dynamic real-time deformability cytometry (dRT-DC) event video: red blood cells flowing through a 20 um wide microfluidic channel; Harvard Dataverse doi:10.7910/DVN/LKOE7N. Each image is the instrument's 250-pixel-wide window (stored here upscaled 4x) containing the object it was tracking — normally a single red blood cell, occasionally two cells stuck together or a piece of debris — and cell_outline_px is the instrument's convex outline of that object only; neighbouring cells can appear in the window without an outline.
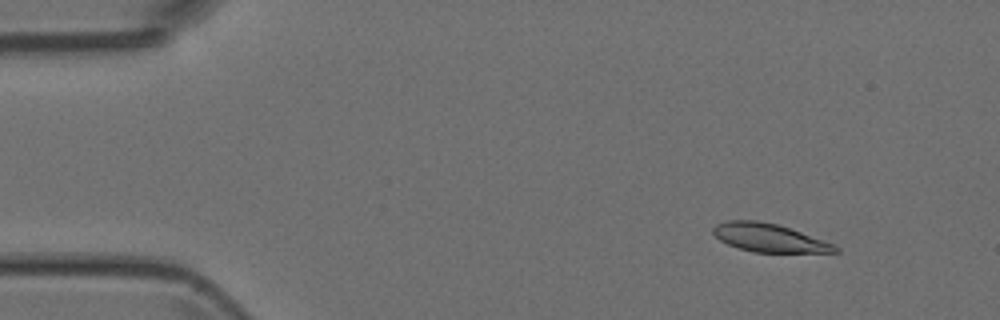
{"species": "Egyptian fruit bat (a non-hibernating species)", "species_latin": "Rousettus aegyptiacus", "temperature_condition": "room temperature", "stored_images_in_passage": 46, "camera_frame_rate_fps": 3000, "um_per_image_px": 0.085, "animal": {"sex": "female"}, "frame": {"image": 1, "passage_image": 1, "time_ms": 0.0, "image_size_px": [1000, 320], "cell_outline_px": [[840, 252], [752, 252], [736, 248], [720, 240], [712, 232], [712, 228], [716, 224], [724, 220], [756, 220], [776, 224], [836, 244], [840, 248]], "centroid_in_image_um": [65.35, 20.21], "position_along_channel_um": 19.6, "area_um2": 20.11}}
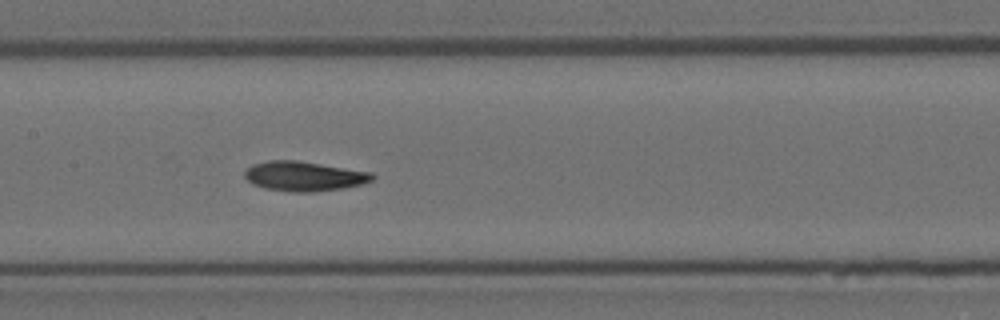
{"frame": {"image": 2, "passage_image": 20, "time_ms": 6.333, "image_size_px": [1000, 320], "cell_outline_px": [[376, 176], [372, 180], [364, 184], [344, 188], [312, 192], [292, 192], [264, 188], [252, 184], [244, 176], [244, 172], [252, 164], [268, 160], [296, 160], [372, 172]], "centroid_in_image_um": [25.85, 14.98], "position_along_channel_um": 181.5, "area_um2": 22.2}}
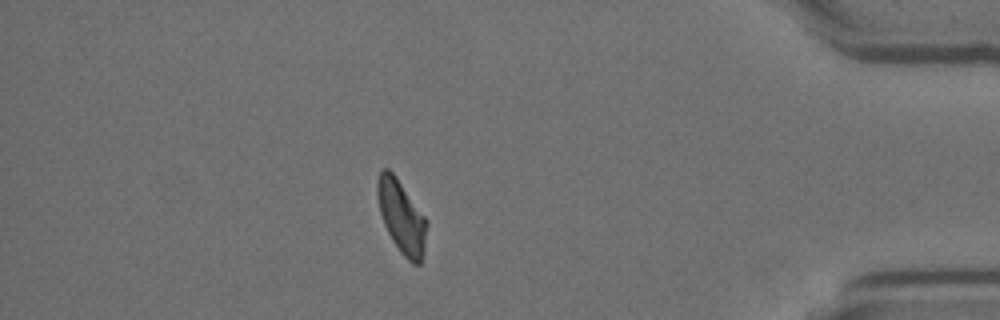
{"frame": {"image": 3, "passage_image": 40, "time_ms": 13.0, "image_size_px": [1000, 320], "cell_outline_px": [[428, 224], [424, 252], [420, 264], [412, 264], [400, 252], [392, 240], [384, 224], [380, 212], [376, 196], [376, 180], [380, 168], [388, 168], [396, 176], [428, 220]], "centroid_in_image_um": [34.12, 18.4], "position_along_channel_um": 401.1, "area_um2": 21.33}}